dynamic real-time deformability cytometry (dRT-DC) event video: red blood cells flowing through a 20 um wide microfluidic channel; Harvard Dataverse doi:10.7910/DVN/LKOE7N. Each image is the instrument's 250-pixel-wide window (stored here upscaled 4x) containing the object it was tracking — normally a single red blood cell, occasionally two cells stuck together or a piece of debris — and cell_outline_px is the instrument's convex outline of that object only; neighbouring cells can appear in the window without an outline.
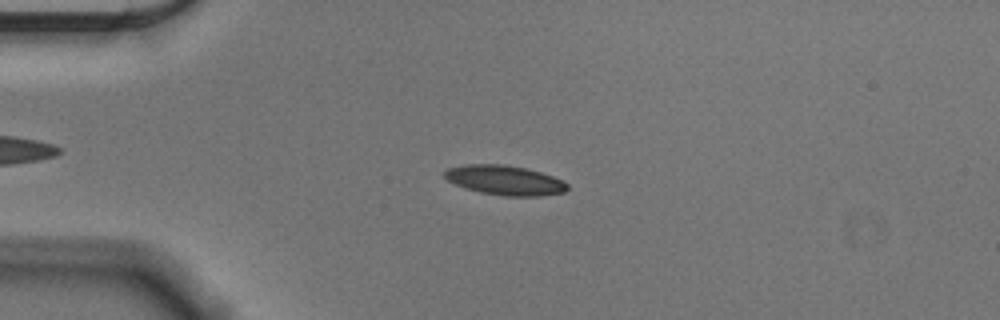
{"species": "Egyptian fruit bat (a non-hibernating species)", "species_latin": "Rousettus aegyptiacus", "temperature_condition": "cold", "stored_images_in_passage": 56, "camera_frame_rate_fps": 3000, "um_per_image_px": 0.085, "animal": {"sex": "male"}, "frame": {"image": 1, "passage_image": 14, "time_ms": 4.333, "image_size_px": [1000, 320], "cell_outline_px": [[568, 188], [564, 192], [540, 196], [504, 196], [480, 192], [456, 184], [448, 180], [444, 176], [444, 172], [448, 168], [464, 164], [504, 164], [528, 168], [552, 176], [568, 184]], "centroid_in_image_um": [42.91, 15.31], "position_along_channel_um": 42.1, "area_um2": 21.1}}
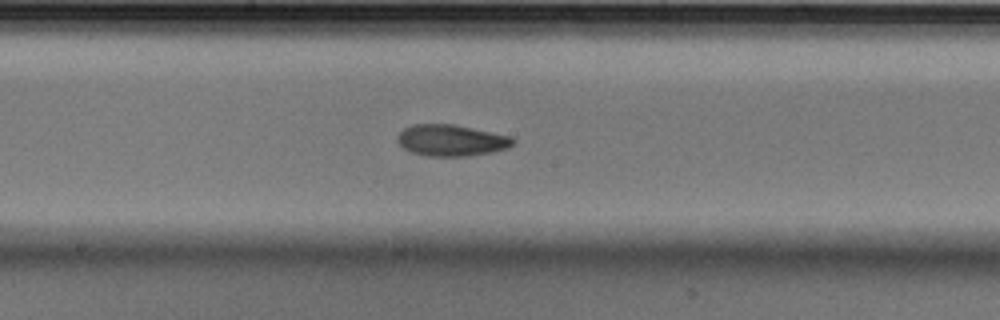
{"frame": {"image": 2, "passage_image": 30, "time_ms": 9.667, "image_size_px": [1000, 320], "cell_outline_px": [[516, 140], [508, 148], [492, 152], [468, 156], [428, 156], [412, 152], [404, 148], [396, 140], [396, 136], [404, 128], [412, 124], [452, 124], [512, 136]], "centroid_in_image_um": [38.36, 11.93], "position_along_channel_um": 209.8, "area_um2": 21.15}}
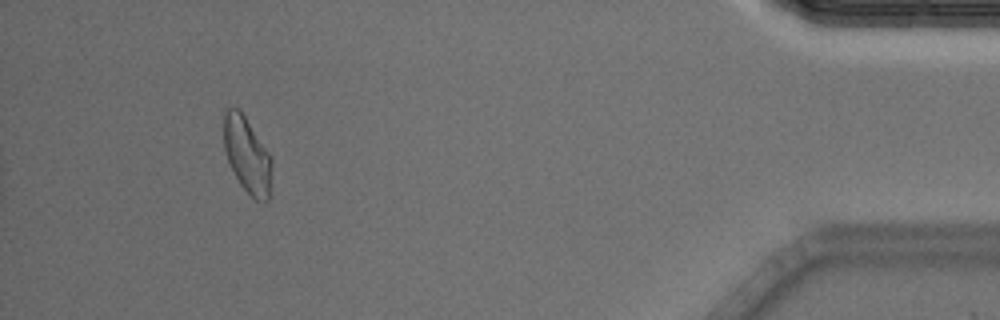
{"frame": {"image": 3, "passage_image": 52, "time_ms": 17.0, "image_size_px": [1000, 320], "cell_outline_px": [[272, 168], [268, 200], [256, 200], [240, 184], [228, 160], [224, 148], [224, 112], [228, 108], [240, 108], [272, 156]], "centroid_in_image_um": [21.02, 13.13], "position_along_channel_um": 414.2, "area_um2": 21.15}, "authors_computed_cell_mechanics": {"area_um2": 20.8369, "velocity_mm_per_s": 3.6153, "shape_relaxation_time_tau1_ms": 5.8328, "shape_relaxation_time_tau2_ms": 4.2329, "deformation_change_tau1": 0.1405, "deformation_change_tau2": 0.084}}